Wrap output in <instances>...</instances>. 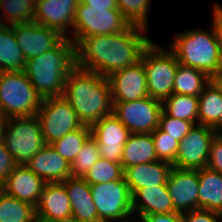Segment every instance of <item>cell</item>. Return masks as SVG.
I'll return each mask as SVG.
<instances>
[{
  "label": "cell",
  "instance_id": "cell-14",
  "mask_svg": "<svg viewBox=\"0 0 222 222\" xmlns=\"http://www.w3.org/2000/svg\"><path fill=\"white\" fill-rule=\"evenodd\" d=\"M16 41L26 60L55 48L65 37L35 21L12 26Z\"/></svg>",
  "mask_w": 222,
  "mask_h": 222
},
{
  "label": "cell",
  "instance_id": "cell-9",
  "mask_svg": "<svg viewBox=\"0 0 222 222\" xmlns=\"http://www.w3.org/2000/svg\"><path fill=\"white\" fill-rule=\"evenodd\" d=\"M4 143L15 162L26 165L46 145L37 115L8 118Z\"/></svg>",
  "mask_w": 222,
  "mask_h": 222
},
{
  "label": "cell",
  "instance_id": "cell-2",
  "mask_svg": "<svg viewBox=\"0 0 222 222\" xmlns=\"http://www.w3.org/2000/svg\"><path fill=\"white\" fill-rule=\"evenodd\" d=\"M62 97L72 106L84 125L91 126L113 113L107 77L77 66L67 77Z\"/></svg>",
  "mask_w": 222,
  "mask_h": 222
},
{
  "label": "cell",
  "instance_id": "cell-19",
  "mask_svg": "<svg viewBox=\"0 0 222 222\" xmlns=\"http://www.w3.org/2000/svg\"><path fill=\"white\" fill-rule=\"evenodd\" d=\"M46 183L62 182L70 177L69 164L51 144H46L26 164Z\"/></svg>",
  "mask_w": 222,
  "mask_h": 222
},
{
  "label": "cell",
  "instance_id": "cell-21",
  "mask_svg": "<svg viewBox=\"0 0 222 222\" xmlns=\"http://www.w3.org/2000/svg\"><path fill=\"white\" fill-rule=\"evenodd\" d=\"M173 165L165 161L137 164L124 170V178L131 195L138 189L151 186H167Z\"/></svg>",
  "mask_w": 222,
  "mask_h": 222
},
{
  "label": "cell",
  "instance_id": "cell-40",
  "mask_svg": "<svg viewBox=\"0 0 222 222\" xmlns=\"http://www.w3.org/2000/svg\"><path fill=\"white\" fill-rule=\"evenodd\" d=\"M135 222H183L182 213L173 212L170 214H150L142 216Z\"/></svg>",
  "mask_w": 222,
  "mask_h": 222
},
{
  "label": "cell",
  "instance_id": "cell-17",
  "mask_svg": "<svg viewBox=\"0 0 222 222\" xmlns=\"http://www.w3.org/2000/svg\"><path fill=\"white\" fill-rule=\"evenodd\" d=\"M78 3L79 0H37L33 21L70 39Z\"/></svg>",
  "mask_w": 222,
  "mask_h": 222
},
{
  "label": "cell",
  "instance_id": "cell-20",
  "mask_svg": "<svg viewBox=\"0 0 222 222\" xmlns=\"http://www.w3.org/2000/svg\"><path fill=\"white\" fill-rule=\"evenodd\" d=\"M72 216L71 203L62 182L46 183L38 205L36 219L45 222Z\"/></svg>",
  "mask_w": 222,
  "mask_h": 222
},
{
  "label": "cell",
  "instance_id": "cell-26",
  "mask_svg": "<svg viewBox=\"0 0 222 222\" xmlns=\"http://www.w3.org/2000/svg\"><path fill=\"white\" fill-rule=\"evenodd\" d=\"M198 208L222 213V174L204 167L198 169Z\"/></svg>",
  "mask_w": 222,
  "mask_h": 222
},
{
  "label": "cell",
  "instance_id": "cell-29",
  "mask_svg": "<svg viewBox=\"0 0 222 222\" xmlns=\"http://www.w3.org/2000/svg\"><path fill=\"white\" fill-rule=\"evenodd\" d=\"M36 208L0 189V222H35Z\"/></svg>",
  "mask_w": 222,
  "mask_h": 222
},
{
  "label": "cell",
  "instance_id": "cell-43",
  "mask_svg": "<svg viewBox=\"0 0 222 222\" xmlns=\"http://www.w3.org/2000/svg\"><path fill=\"white\" fill-rule=\"evenodd\" d=\"M8 118L0 113V141H4Z\"/></svg>",
  "mask_w": 222,
  "mask_h": 222
},
{
  "label": "cell",
  "instance_id": "cell-4",
  "mask_svg": "<svg viewBox=\"0 0 222 222\" xmlns=\"http://www.w3.org/2000/svg\"><path fill=\"white\" fill-rule=\"evenodd\" d=\"M171 51L179 64L203 71L212 79L222 74V46L214 30L190 29L175 34Z\"/></svg>",
  "mask_w": 222,
  "mask_h": 222
},
{
  "label": "cell",
  "instance_id": "cell-1",
  "mask_svg": "<svg viewBox=\"0 0 222 222\" xmlns=\"http://www.w3.org/2000/svg\"><path fill=\"white\" fill-rule=\"evenodd\" d=\"M147 28L131 24L118 34L83 37L75 45L76 66L103 77L141 61L152 42L144 35Z\"/></svg>",
  "mask_w": 222,
  "mask_h": 222
},
{
  "label": "cell",
  "instance_id": "cell-31",
  "mask_svg": "<svg viewBox=\"0 0 222 222\" xmlns=\"http://www.w3.org/2000/svg\"><path fill=\"white\" fill-rule=\"evenodd\" d=\"M91 137V128L89 125H82L66 134L61 139L51 143V146L59 153L69 164H71L82 146Z\"/></svg>",
  "mask_w": 222,
  "mask_h": 222
},
{
  "label": "cell",
  "instance_id": "cell-33",
  "mask_svg": "<svg viewBox=\"0 0 222 222\" xmlns=\"http://www.w3.org/2000/svg\"><path fill=\"white\" fill-rule=\"evenodd\" d=\"M101 158L97 142L90 137L76 155L70 166V177H83Z\"/></svg>",
  "mask_w": 222,
  "mask_h": 222
},
{
  "label": "cell",
  "instance_id": "cell-8",
  "mask_svg": "<svg viewBox=\"0 0 222 222\" xmlns=\"http://www.w3.org/2000/svg\"><path fill=\"white\" fill-rule=\"evenodd\" d=\"M90 191L101 222H135L132 195L124 176L108 183L90 184Z\"/></svg>",
  "mask_w": 222,
  "mask_h": 222
},
{
  "label": "cell",
  "instance_id": "cell-30",
  "mask_svg": "<svg viewBox=\"0 0 222 222\" xmlns=\"http://www.w3.org/2000/svg\"><path fill=\"white\" fill-rule=\"evenodd\" d=\"M162 110L173 118L198 124V97L173 93L162 102Z\"/></svg>",
  "mask_w": 222,
  "mask_h": 222
},
{
  "label": "cell",
  "instance_id": "cell-18",
  "mask_svg": "<svg viewBox=\"0 0 222 222\" xmlns=\"http://www.w3.org/2000/svg\"><path fill=\"white\" fill-rule=\"evenodd\" d=\"M46 182L31 171L26 165L18 164L0 189L36 208Z\"/></svg>",
  "mask_w": 222,
  "mask_h": 222
},
{
  "label": "cell",
  "instance_id": "cell-16",
  "mask_svg": "<svg viewBox=\"0 0 222 222\" xmlns=\"http://www.w3.org/2000/svg\"><path fill=\"white\" fill-rule=\"evenodd\" d=\"M174 209L183 213L198 209V169L173 167L166 182Z\"/></svg>",
  "mask_w": 222,
  "mask_h": 222
},
{
  "label": "cell",
  "instance_id": "cell-13",
  "mask_svg": "<svg viewBox=\"0 0 222 222\" xmlns=\"http://www.w3.org/2000/svg\"><path fill=\"white\" fill-rule=\"evenodd\" d=\"M90 128L91 137L99 146L100 156L121 164L123 148L130 135L124 124L112 113L93 123Z\"/></svg>",
  "mask_w": 222,
  "mask_h": 222
},
{
  "label": "cell",
  "instance_id": "cell-28",
  "mask_svg": "<svg viewBox=\"0 0 222 222\" xmlns=\"http://www.w3.org/2000/svg\"><path fill=\"white\" fill-rule=\"evenodd\" d=\"M212 80L203 71L179 64L173 86V93L199 97Z\"/></svg>",
  "mask_w": 222,
  "mask_h": 222
},
{
  "label": "cell",
  "instance_id": "cell-47",
  "mask_svg": "<svg viewBox=\"0 0 222 222\" xmlns=\"http://www.w3.org/2000/svg\"><path fill=\"white\" fill-rule=\"evenodd\" d=\"M35 222H45V221H40V220L36 219Z\"/></svg>",
  "mask_w": 222,
  "mask_h": 222
},
{
  "label": "cell",
  "instance_id": "cell-24",
  "mask_svg": "<svg viewBox=\"0 0 222 222\" xmlns=\"http://www.w3.org/2000/svg\"><path fill=\"white\" fill-rule=\"evenodd\" d=\"M222 122V86L212 79L198 97V124L216 129Z\"/></svg>",
  "mask_w": 222,
  "mask_h": 222
},
{
  "label": "cell",
  "instance_id": "cell-7",
  "mask_svg": "<svg viewBox=\"0 0 222 222\" xmlns=\"http://www.w3.org/2000/svg\"><path fill=\"white\" fill-rule=\"evenodd\" d=\"M130 25L119 9L91 7L79 1L70 40L76 45L83 37L118 34Z\"/></svg>",
  "mask_w": 222,
  "mask_h": 222
},
{
  "label": "cell",
  "instance_id": "cell-34",
  "mask_svg": "<svg viewBox=\"0 0 222 222\" xmlns=\"http://www.w3.org/2000/svg\"><path fill=\"white\" fill-rule=\"evenodd\" d=\"M118 9L133 25L148 27V10L151 0H116Z\"/></svg>",
  "mask_w": 222,
  "mask_h": 222
},
{
  "label": "cell",
  "instance_id": "cell-11",
  "mask_svg": "<svg viewBox=\"0 0 222 222\" xmlns=\"http://www.w3.org/2000/svg\"><path fill=\"white\" fill-rule=\"evenodd\" d=\"M162 102L146 96L128 102H113V114L130 133H152L159 126Z\"/></svg>",
  "mask_w": 222,
  "mask_h": 222
},
{
  "label": "cell",
  "instance_id": "cell-10",
  "mask_svg": "<svg viewBox=\"0 0 222 222\" xmlns=\"http://www.w3.org/2000/svg\"><path fill=\"white\" fill-rule=\"evenodd\" d=\"M36 115L46 144L61 139L83 125L72 106L63 97L43 98Z\"/></svg>",
  "mask_w": 222,
  "mask_h": 222
},
{
  "label": "cell",
  "instance_id": "cell-44",
  "mask_svg": "<svg viewBox=\"0 0 222 222\" xmlns=\"http://www.w3.org/2000/svg\"><path fill=\"white\" fill-rule=\"evenodd\" d=\"M51 222H80V221H78L73 216H68V217H65V218H63L61 220H56V221H51Z\"/></svg>",
  "mask_w": 222,
  "mask_h": 222
},
{
  "label": "cell",
  "instance_id": "cell-39",
  "mask_svg": "<svg viewBox=\"0 0 222 222\" xmlns=\"http://www.w3.org/2000/svg\"><path fill=\"white\" fill-rule=\"evenodd\" d=\"M206 167L222 174V138L215 135L210 144L209 159Z\"/></svg>",
  "mask_w": 222,
  "mask_h": 222
},
{
  "label": "cell",
  "instance_id": "cell-3",
  "mask_svg": "<svg viewBox=\"0 0 222 222\" xmlns=\"http://www.w3.org/2000/svg\"><path fill=\"white\" fill-rule=\"evenodd\" d=\"M75 67V44L64 38L52 50L26 60L23 71L42 98L62 97L67 77Z\"/></svg>",
  "mask_w": 222,
  "mask_h": 222
},
{
  "label": "cell",
  "instance_id": "cell-41",
  "mask_svg": "<svg viewBox=\"0 0 222 222\" xmlns=\"http://www.w3.org/2000/svg\"><path fill=\"white\" fill-rule=\"evenodd\" d=\"M212 28L217 40L222 46V6L215 4L213 9Z\"/></svg>",
  "mask_w": 222,
  "mask_h": 222
},
{
  "label": "cell",
  "instance_id": "cell-32",
  "mask_svg": "<svg viewBox=\"0 0 222 222\" xmlns=\"http://www.w3.org/2000/svg\"><path fill=\"white\" fill-rule=\"evenodd\" d=\"M123 175L121 164L101 157L82 178L90 185L119 180Z\"/></svg>",
  "mask_w": 222,
  "mask_h": 222
},
{
  "label": "cell",
  "instance_id": "cell-12",
  "mask_svg": "<svg viewBox=\"0 0 222 222\" xmlns=\"http://www.w3.org/2000/svg\"><path fill=\"white\" fill-rule=\"evenodd\" d=\"M214 128L196 124L180 141L173 167L202 169L209 159L210 144L215 137Z\"/></svg>",
  "mask_w": 222,
  "mask_h": 222
},
{
  "label": "cell",
  "instance_id": "cell-35",
  "mask_svg": "<svg viewBox=\"0 0 222 222\" xmlns=\"http://www.w3.org/2000/svg\"><path fill=\"white\" fill-rule=\"evenodd\" d=\"M151 136L158 160L173 164L180 142L159 127L151 133Z\"/></svg>",
  "mask_w": 222,
  "mask_h": 222
},
{
  "label": "cell",
  "instance_id": "cell-38",
  "mask_svg": "<svg viewBox=\"0 0 222 222\" xmlns=\"http://www.w3.org/2000/svg\"><path fill=\"white\" fill-rule=\"evenodd\" d=\"M17 165L12 154L7 150L4 141H0V187L6 182Z\"/></svg>",
  "mask_w": 222,
  "mask_h": 222
},
{
  "label": "cell",
  "instance_id": "cell-5",
  "mask_svg": "<svg viewBox=\"0 0 222 222\" xmlns=\"http://www.w3.org/2000/svg\"><path fill=\"white\" fill-rule=\"evenodd\" d=\"M42 99L23 70L0 72V113L6 118L35 116Z\"/></svg>",
  "mask_w": 222,
  "mask_h": 222
},
{
  "label": "cell",
  "instance_id": "cell-25",
  "mask_svg": "<svg viewBox=\"0 0 222 222\" xmlns=\"http://www.w3.org/2000/svg\"><path fill=\"white\" fill-rule=\"evenodd\" d=\"M157 160L151 133H130L122 153L121 166L123 171L137 164Z\"/></svg>",
  "mask_w": 222,
  "mask_h": 222
},
{
  "label": "cell",
  "instance_id": "cell-45",
  "mask_svg": "<svg viewBox=\"0 0 222 222\" xmlns=\"http://www.w3.org/2000/svg\"><path fill=\"white\" fill-rule=\"evenodd\" d=\"M216 135L220 138H222V122L219 124V126L215 129Z\"/></svg>",
  "mask_w": 222,
  "mask_h": 222
},
{
  "label": "cell",
  "instance_id": "cell-36",
  "mask_svg": "<svg viewBox=\"0 0 222 222\" xmlns=\"http://www.w3.org/2000/svg\"><path fill=\"white\" fill-rule=\"evenodd\" d=\"M194 125L195 124L191 121L179 120L168 116L162 110L158 127L180 142L190 132Z\"/></svg>",
  "mask_w": 222,
  "mask_h": 222
},
{
  "label": "cell",
  "instance_id": "cell-46",
  "mask_svg": "<svg viewBox=\"0 0 222 222\" xmlns=\"http://www.w3.org/2000/svg\"><path fill=\"white\" fill-rule=\"evenodd\" d=\"M222 86V74L216 79Z\"/></svg>",
  "mask_w": 222,
  "mask_h": 222
},
{
  "label": "cell",
  "instance_id": "cell-37",
  "mask_svg": "<svg viewBox=\"0 0 222 222\" xmlns=\"http://www.w3.org/2000/svg\"><path fill=\"white\" fill-rule=\"evenodd\" d=\"M183 222H222V214L207 209H194L182 213Z\"/></svg>",
  "mask_w": 222,
  "mask_h": 222
},
{
  "label": "cell",
  "instance_id": "cell-6",
  "mask_svg": "<svg viewBox=\"0 0 222 222\" xmlns=\"http://www.w3.org/2000/svg\"><path fill=\"white\" fill-rule=\"evenodd\" d=\"M143 62L149 96L163 102L173 94L175 74L179 62L169 49L151 42L143 51Z\"/></svg>",
  "mask_w": 222,
  "mask_h": 222
},
{
  "label": "cell",
  "instance_id": "cell-23",
  "mask_svg": "<svg viewBox=\"0 0 222 222\" xmlns=\"http://www.w3.org/2000/svg\"><path fill=\"white\" fill-rule=\"evenodd\" d=\"M62 183L70 199L72 216L80 222H101L90 185L82 177H68Z\"/></svg>",
  "mask_w": 222,
  "mask_h": 222
},
{
  "label": "cell",
  "instance_id": "cell-42",
  "mask_svg": "<svg viewBox=\"0 0 222 222\" xmlns=\"http://www.w3.org/2000/svg\"><path fill=\"white\" fill-rule=\"evenodd\" d=\"M79 1L91 7H106L108 10L118 9L116 0H79Z\"/></svg>",
  "mask_w": 222,
  "mask_h": 222
},
{
  "label": "cell",
  "instance_id": "cell-22",
  "mask_svg": "<svg viewBox=\"0 0 222 222\" xmlns=\"http://www.w3.org/2000/svg\"><path fill=\"white\" fill-rule=\"evenodd\" d=\"M133 214L138 221L144 215L170 214L174 209L167 186H151L136 190L132 194Z\"/></svg>",
  "mask_w": 222,
  "mask_h": 222
},
{
  "label": "cell",
  "instance_id": "cell-15",
  "mask_svg": "<svg viewBox=\"0 0 222 222\" xmlns=\"http://www.w3.org/2000/svg\"><path fill=\"white\" fill-rule=\"evenodd\" d=\"M112 102H128L149 96L142 61L111 73L108 77Z\"/></svg>",
  "mask_w": 222,
  "mask_h": 222
},
{
  "label": "cell",
  "instance_id": "cell-27",
  "mask_svg": "<svg viewBox=\"0 0 222 222\" xmlns=\"http://www.w3.org/2000/svg\"><path fill=\"white\" fill-rule=\"evenodd\" d=\"M25 62L12 27L0 24V72L21 71Z\"/></svg>",
  "mask_w": 222,
  "mask_h": 222
}]
</instances>
